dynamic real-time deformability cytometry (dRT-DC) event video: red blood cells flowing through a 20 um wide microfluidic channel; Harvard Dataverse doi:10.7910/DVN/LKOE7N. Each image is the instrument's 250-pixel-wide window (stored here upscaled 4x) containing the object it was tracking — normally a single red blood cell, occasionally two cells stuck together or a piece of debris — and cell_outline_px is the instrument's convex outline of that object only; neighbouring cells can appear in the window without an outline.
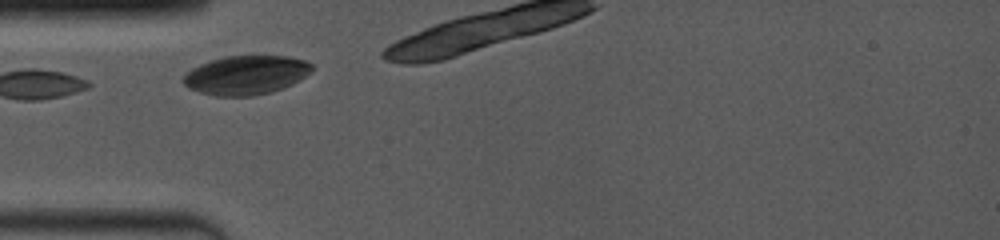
{"species": "common noctule bat (a hibernating species)", "species_latin": "Nyctalus noctula", "temperature_condition": "room temperature", "stored_images_in_passage": 4, "camera_frame_rate_fps": 4000, "um_per_image_px": 0.085, "animal": {"sex": "female", "body_mass_g": 19.0, "forearm_length_mm": 53.3}, "frame": {"image": 1, "passage_image": 1, "time_ms": 0.0, "image_size_px": [1000, 240], "cell_outline_px": [[312, 72], [300, 80], [292, 84], [268, 92], [252, 96], [216, 96], [200, 92], [188, 88], [180, 80], [192, 68], [200, 64], [224, 56], [288, 56], [304, 60], [312, 64]], "centroid_in_image_um": [20.9, 6.38], "position_along_channel_um": 64.1, "area_um2": 29.13}}